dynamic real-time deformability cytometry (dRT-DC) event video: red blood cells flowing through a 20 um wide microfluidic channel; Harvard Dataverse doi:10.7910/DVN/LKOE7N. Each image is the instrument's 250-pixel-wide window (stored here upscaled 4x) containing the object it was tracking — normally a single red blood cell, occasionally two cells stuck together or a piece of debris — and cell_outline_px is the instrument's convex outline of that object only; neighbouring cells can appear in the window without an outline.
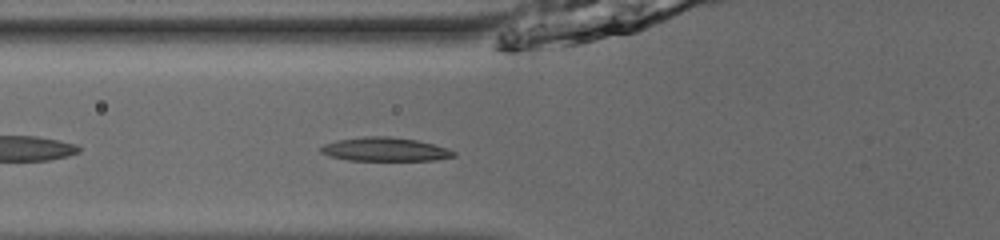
{"species": "common noctule bat (a hibernating species)", "species_latin": "Nyctalus noctula", "temperature_condition": "room temperature", "stored_images_in_passage": 36, "segment_of_instrument_passage": [1, 2], "camera_frame_rate_fps": 3000, "um_per_image_px": 0.085, "animal": {"sex": "male", "body_mass_g": 13.0, "forearm_length_mm": 53.1}, "frame": {"image": 1, "passage_image": 3, "time_ms": 0.667, "image_size_px": [1000, 240], "cell_outline_px": [[456, 156], [436, 160], [348, 160], [328, 156], [320, 152], [320, 148], [324, 144], [336, 140], [364, 136], [388, 136], [416, 140], [448, 148], [456, 152]], "centroid_in_image_um": [32.71, 12.69], "position_along_channel_um": 93.1, "area_um2": 18.38}}
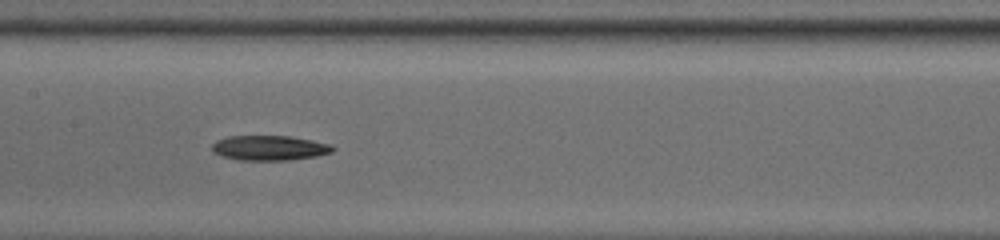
{"frame": {"image": 2, "passage_image": 10, "time_ms": 3.0, "image_size_px": [1000, 240], "cell_outline_px": [[336, 148], [332, 152], [316, 156], [288, 160], [240, 160], [224, 156], [212, 152], [212, 144], [216, 140], [228, 136], [288, 136], [312, 140], [332, 144]], "centroid_in_image_um": [22.92, 12.57], "position_along_channel_um": 184.5, "area_um2": 17.51}}
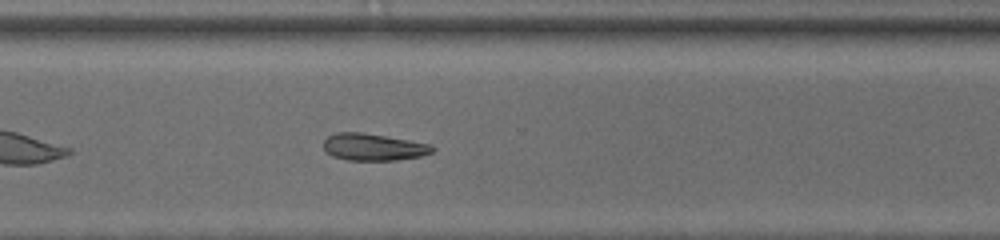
{"frame": {"image": 3, "passage_image": 22, "time_ms": 7.0, "image_size_px": [1000, 240], "cell_outline_px": [[436, 148], [432, 152], [424, 156], [396, 160], [348, 160], [332, 156], [324, 148], [324, 140], [328, 136], [336, 132], [360, 132], [432, 144]], "centroid_in_image_um": [31.77, 12.5], "position_along_channel_um": 338.8, "area_um2": 17.11}}